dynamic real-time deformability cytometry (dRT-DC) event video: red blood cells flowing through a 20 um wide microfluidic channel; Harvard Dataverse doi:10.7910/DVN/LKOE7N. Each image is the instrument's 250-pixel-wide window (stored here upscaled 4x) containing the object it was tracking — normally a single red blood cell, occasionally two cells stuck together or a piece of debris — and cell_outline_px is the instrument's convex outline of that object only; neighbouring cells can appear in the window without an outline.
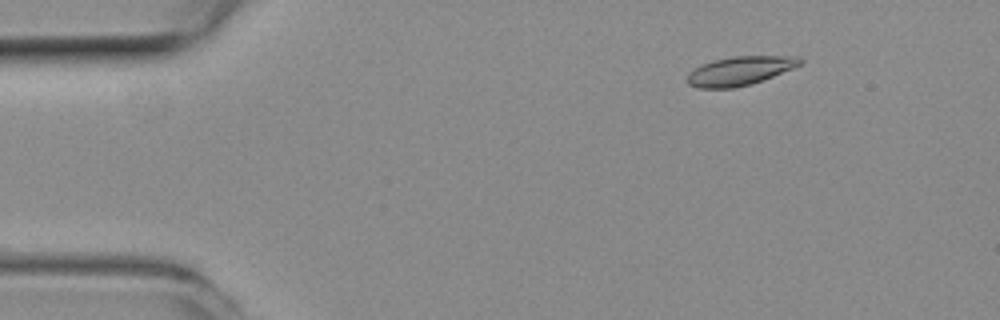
{"species": "common noctule bat (a hibernating species)", "species_latin": "Nyctalus noctula", "temperature_condition": "room temperature", "stored_images_in_passage": 48, "camera_frame_rate_fps": 3000, "um_per_image_px": 0.085, "animal": {"sex": "female", "body_mass_g": 19.3, "forearm_length_mm": 54.1}, "frame": {"image": 1, "passage_image": 3, "time_ms": 0.667, "image_size_px": [1000, 320], "cell_outline_px": [[804, 60], [800, 64], [792, 68], [752, 84], [732, 88], [700, 88], [688, 84], [688, 72], [692, 68], [712, 60], [732, 56], [800, 56]], "centroid_in_image_um": [62.86, 6.01], "position_along_channel_um": 22.1, "area_um2": 18.96}}
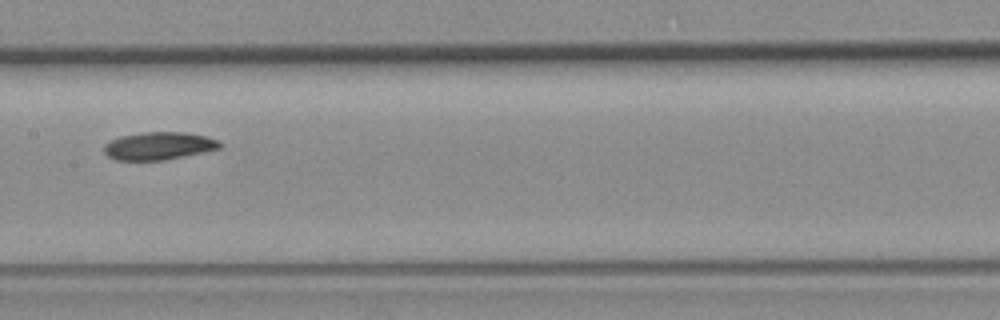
{"frame": {"image": 2, "passage_image": 22, "time_ms": 7.0, "image_size_px": [1000, 320], "cell_outline_px": [[220, 148], [184, 156], [164, 160], [116, 160], [108, 156], [104, 152], [104, 144], [120, 136], [144, 132], [184, 132], [208, 136], [216, 140], [220, 144]], "centroid_in_image_um": [13.47, 12.4], "position_along_channel_um": 193.9, "area_um2": 18.55}}
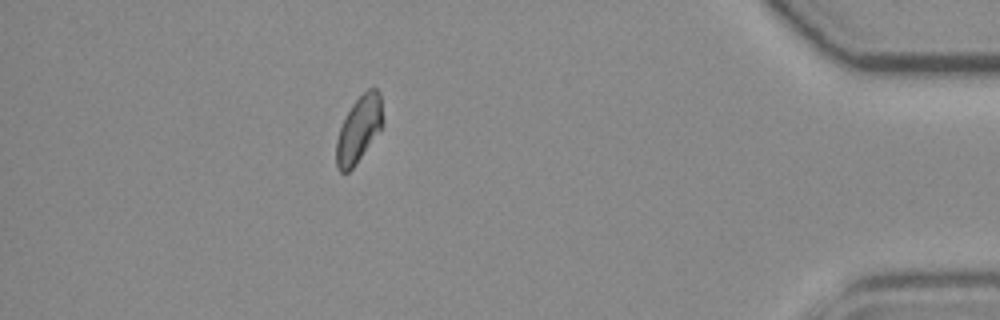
{"frame": {"image": 3, "passage_image": 42, "time_ms": 13.667, "image_size_px": [1000, 320], "cell_outline_px": [[380, 132], [356, 164], [348, 172], [340, 172], [336, 168], [336, 140], [340, 128], [352, 104], [368, 88], [376, 88], [380, 92]], "centroid_in_image_um": [30.46, 11.04], "position_along_channel_um": 404.7, "area_um2": 17.51}, "authors_computed_cell_mechanics": {"area_um2": 18.6694, "velocity_mm_per_s": 3.9453, "shape_relaxation_time_tau1_ms": 3.8688, "shape_relaxation_time_tau2_ms": null, "deformation_change_tau1": 0.1153, "deformation_change_tau2": null}}